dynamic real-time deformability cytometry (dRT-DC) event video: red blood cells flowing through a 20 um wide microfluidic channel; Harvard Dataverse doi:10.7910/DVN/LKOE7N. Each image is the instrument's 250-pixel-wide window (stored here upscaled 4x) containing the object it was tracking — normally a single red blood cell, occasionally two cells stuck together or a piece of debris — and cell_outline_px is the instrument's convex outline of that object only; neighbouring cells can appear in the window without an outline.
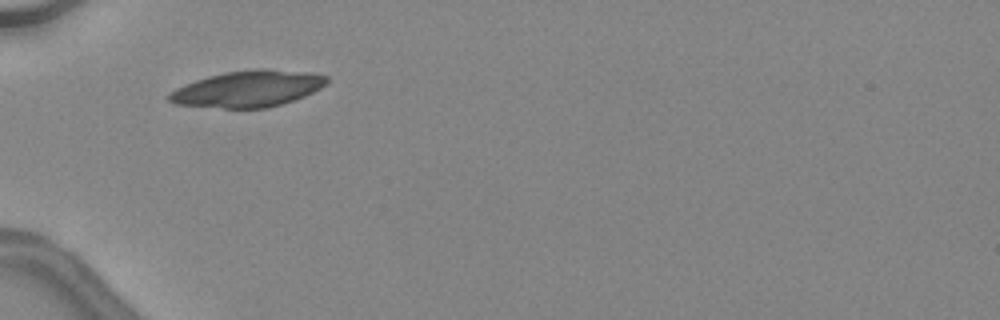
{"species": "common noctule bat (a hibernating species)", "species_latin": "Nyctalus noctula", "temperature_condition": "warm", "stored_images_in_passage": 7, "camera_frame_rate_fps": 3000, "um_per_image_px": 0.085, "animal": {"sex": "female", "body_mass_g": 24.6, "forearm_length_mm": 56.2}, "frame": {"image": 1, "passage_image": 1, "time_ms": 0.0, "image_size_px": [1000, 320], "cell_outline_px": [[328, 80], [320, 88], [304, 96], [280, 104], [264, 108], [224, 108], [176, 104], [164, 100], [164, 96], [168, 92], [184, 84], [208, 76], [224, 72], [256, 68], [268, 68], [312, 72], [328, 76]], "centroid_in_image_um": [21.02, 7.53], "position_along_channel_um": 64.0, "area_um2": 33.7}}